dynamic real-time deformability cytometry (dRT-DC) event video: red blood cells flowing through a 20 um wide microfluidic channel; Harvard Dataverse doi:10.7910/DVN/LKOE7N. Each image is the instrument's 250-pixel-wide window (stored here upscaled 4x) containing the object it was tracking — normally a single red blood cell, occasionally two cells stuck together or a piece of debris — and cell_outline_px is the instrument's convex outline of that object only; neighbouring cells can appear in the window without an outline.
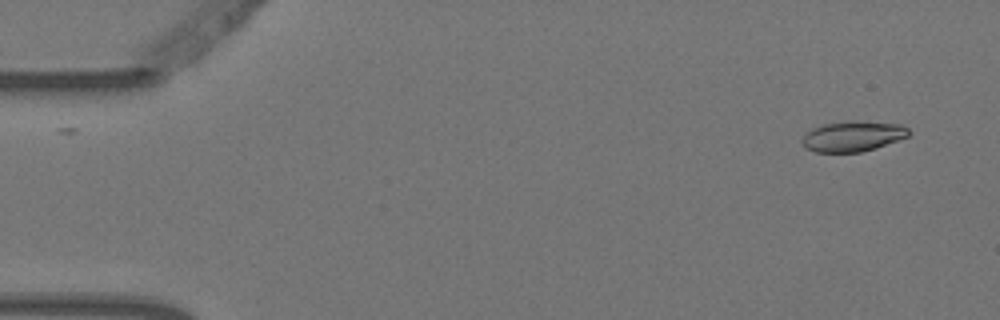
{"species": "Egyptian fruit bat (a non-hibernating species)", "species_latin": "Rousettus aegyptiacus", "temperature_condition": "warm", "stored_images_in_passage": 2, "camera_frame_rate_fps": 3000, "um_per_image_px": 0.085, "animal": {"sex": "female"}, "frame": {"image": 1, "passage_image": 2, "time_ms": 0.333, "image_size_px": [1000, 320], "cell_outline_px": [[912, 132], [908, 136], [860, 152], [816, 152], [804, 148], [800, 140], [812, 128], [824, 124], [844, 120], [852, 120], [904, 124]], "centroid_in_image_um": [72.47, 11.56], "position_along_channel_um": 12.5, "area_um2": 18.96}}